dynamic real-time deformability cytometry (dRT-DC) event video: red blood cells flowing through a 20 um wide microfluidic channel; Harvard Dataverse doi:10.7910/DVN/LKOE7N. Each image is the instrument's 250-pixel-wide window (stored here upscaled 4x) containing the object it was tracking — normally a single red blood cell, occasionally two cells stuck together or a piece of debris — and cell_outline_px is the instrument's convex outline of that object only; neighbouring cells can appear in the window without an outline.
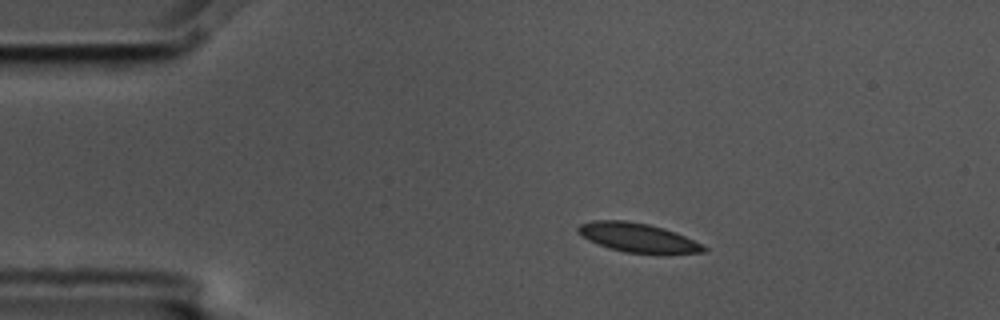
{"species": "common noctule bat (a hibernating species)", "species_latin": "Nyctalus noctula", "temperature_condition": "cold", "stored_images_in_passage": 13, "camera_frame_rate_fps": 3000, "um_per_image_px": 0.085, "animal": {"sex": "male", "body_mass_g": 17.5, "forearm_length_mm": 52.3}, "frame": {"image": 1, "passage_image": 1, "time_ms": 0.0, "image_size_px": [1000, 320], "cell_outline_px": [[708, 252], [668, 256], [624, 252], [608, 248], [596, 244], [588, 240], [576, 232], [576, 228], [580, 224], [592, 220], [624, 220], [648, 224], [664, 228], [676, 232], [704, 244], [708, 248]], "centroid_in_image_um": [54.3, 20.24], "position_along_channel_um": 30.7, "area_um2": 22.37}}
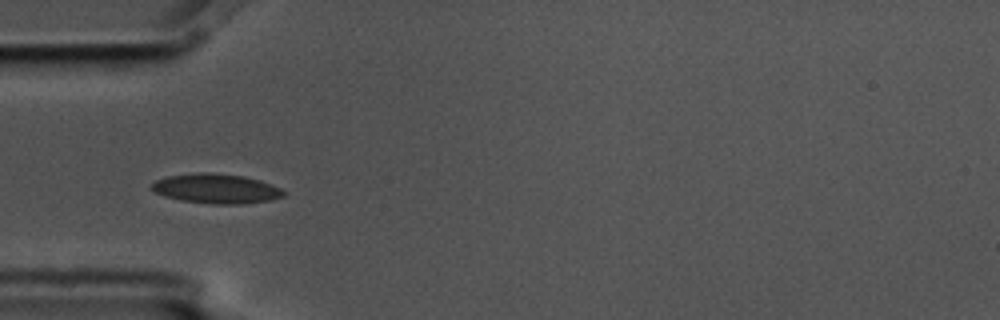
{"frame": {"image": 2, "passage_image": 3, "time_ms": 0.667, "image_size_px": [1000, 320], "cell_outline_px": [[284, 196], [272, 200], [244, 204], [212, 204], [180, 200], [164, 196], [156, 192], [152, 188], [152, 184], [156, 180], [168, 176], [200, 172], [204, 172], [244, 176], [260, 180], [280, 188], [284, 192]], "centroid_in_image_um": [18.4, 16.04], "position_along_channel_um": 66.6, "area_um2": 22.66}}
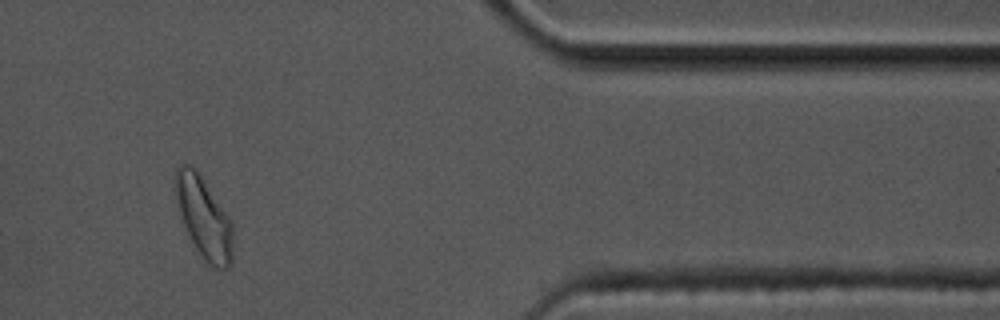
{"frame": {"image": 3, "passage_image": 11, "time_ms": 3.333, "image_size_px": [1000, 320], "cell_outline_px": [[232, 264], [228, 268], [216, 268], [204, 260], [196, 248], [184, 224], [180, 212], [176, 196], [176, 168], [180, 164], [188, 164], [196, 168], [228, 216], [232, 224]], "centroid_in_image_um": [17.34, 18.49], "position_along_channel_um": 394.1, "area_um2": 26.53}}